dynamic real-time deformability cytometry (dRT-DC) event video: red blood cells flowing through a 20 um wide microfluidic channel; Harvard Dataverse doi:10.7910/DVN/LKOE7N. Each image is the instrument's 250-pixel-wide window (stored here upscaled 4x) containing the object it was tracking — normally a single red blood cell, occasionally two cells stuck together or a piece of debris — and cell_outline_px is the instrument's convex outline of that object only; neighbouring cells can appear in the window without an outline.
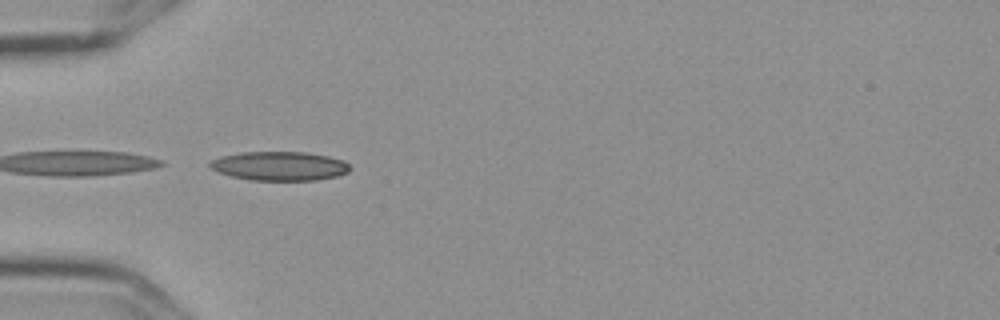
{"species": "Egyptian fruit bat (a non-hibernating species)", "species_latin": "Rousettus aegyptiacus", "temperature_condition": "cold", "stored_images_in_passage": 6, "camera_frame_rate_fps": 3000, "um_per_image_px": 0.085, "frame": {"image": 1, "passage_image": 5, "time_ms": 1.333, "image_size_px": [1000, 320], "cell_outline_px": [[352, 168], [348, 172], [336, 176], [316, 180], [252, 180], [232, 176], [208, 168], [208, 160], [220, 156], [240, 152], [308, 152], [328, 156], [344, 160]], "centroid_in_image_um": [23.74, 14.1], "position_along_channel_um": 61.3, "area_um2": 23.87}}